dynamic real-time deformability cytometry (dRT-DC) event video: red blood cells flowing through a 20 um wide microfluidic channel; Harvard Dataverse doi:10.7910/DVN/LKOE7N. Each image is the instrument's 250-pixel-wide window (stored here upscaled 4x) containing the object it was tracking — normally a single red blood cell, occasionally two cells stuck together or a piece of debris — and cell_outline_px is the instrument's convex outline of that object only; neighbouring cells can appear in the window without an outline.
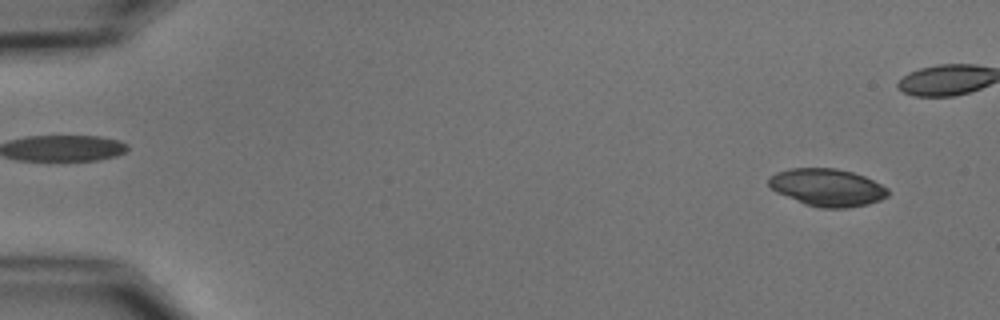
{"species": "common noctule bat (a hibernating species)", "species_latin": "Nyctalus noctula", "temperature_condition": "cold", "stored_images_in_passage": 55, "camera_frame_rate_fps": 3000, "um_per_image_px": 0.085, "animal": {"sex": "male", "body_mass_g": 15.6}, "frame": {"image": 1, "passage_image": 4, "time_ms": 1.0, "image_size_px": [1000, 320], "cell_outline_px": [[888, 196], [880, 200], [868, 204], [848, 208], [820, 208], [804, 204], [776, 192], [768, 184], [768, 176], [776, 172], [792, 168], [836, 168], [852, 172], [864, 176], [888, 188]], "centroid_in_image_um": [70.3, 15.93], "position_along_channel_um": 14.7, "area_um2": 26.13}}
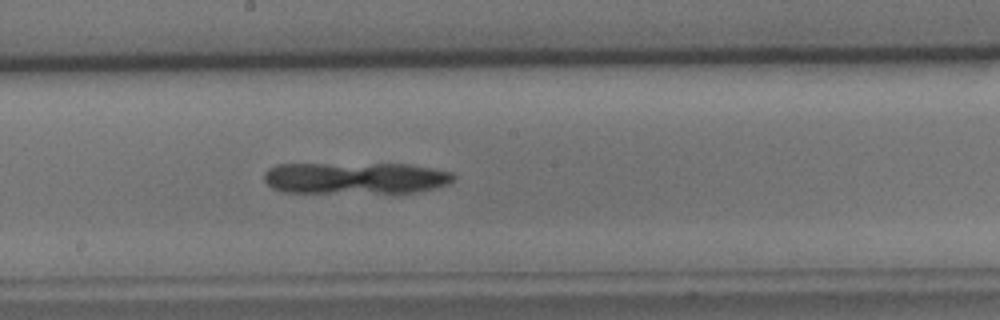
{"frame": {"image": 2, "passage_image": 30, "time_ms": 9.667, "image_size_px": [1000, 320], "cell_outline_px": [[456, 176], [448, 184], [436, 188], [416, 192], [288, 192], [272, 188], [264, 180], [264, 172], [268, 168], [276, 164], [408, 164], [432, 168], [452, 172]], "centroid_in_image_um": [30.21, 15.12], "position_along_channel_um": 218.0, "area_um2": 34.85}}
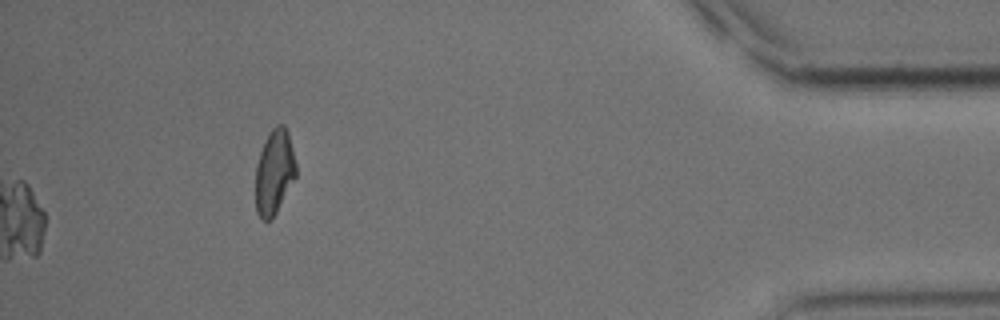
{"frame": {"image": 3, "passage_image": 55, "time_ms": 18.0, "image_size_px": [1000, 320], "cell_outline_px": [[296, 176], [272, 220], [260, 220], [256, 212], [256, 168], [260, 152], [272, 128], [276, 124], [284, 124], [288, 132], [296, 164]], "centroid_in_image_um": [23.32, 14.65], "position_along_channel_um": 411.9, "area_um2": 19.83}}